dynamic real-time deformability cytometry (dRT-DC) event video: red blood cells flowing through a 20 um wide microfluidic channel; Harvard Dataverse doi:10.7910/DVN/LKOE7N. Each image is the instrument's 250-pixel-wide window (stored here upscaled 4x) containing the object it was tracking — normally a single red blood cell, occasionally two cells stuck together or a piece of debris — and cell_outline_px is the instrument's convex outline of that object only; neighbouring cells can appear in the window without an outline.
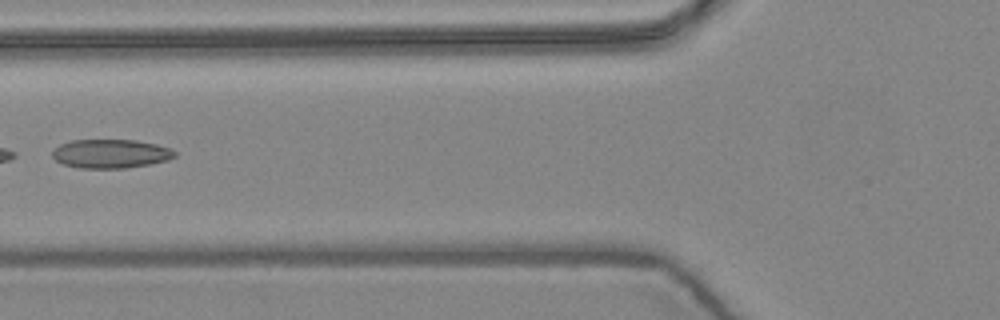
{"species": "common noctule bat (a hibernating species)", "species_latin": "Nyctalus noctula", "temperature_condition": "warm", "stored_images_in_passage": 8, "camera_frame_rate_fps": 3000, "um_per_image_px": 0.085, "animal": {"sex": "female", "body_mass_g": 24.6, "forearm_length_mm": 56.2}, "frame": {"image": 1, "passage_image": 5, "time_ms": 1.333, "image_size_px": [1000, 320], "cell_outline_px": [[176, 156], [168, 160], [148, 164], [124, 168], [80, 168], [64, 164], [56, 160], [52, 156], [52, 152], [60, 144], [72, 140], [136, 140], [156, 144], [168, 148], [176, 152]], "centroid_in_image_um": [9.4, 13.06], "position_along_channel_um": 116.4, "area_um2": 20.4}}
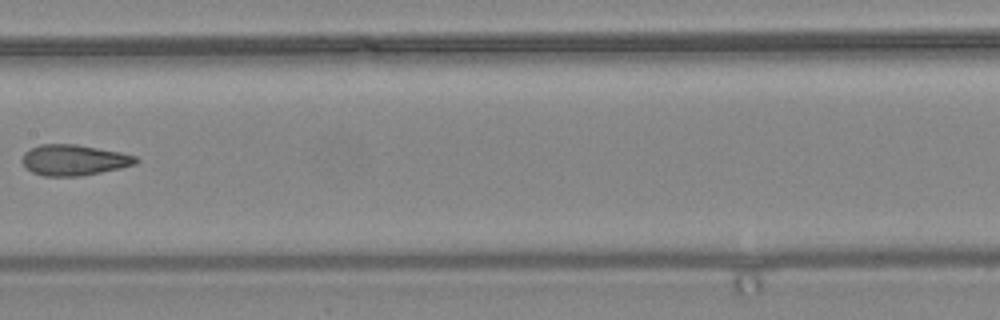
{"frame": {"image": 2, "passage_image": 7, "time_ms": 2.0, "image_size_px": [1000, 320], "cell_outline_px": [[140, 160], [136, 164], [120, 168], [80, 176], [44, 176], [32, 172], [24, 168], [20, 160], [24, 152], [40, 144], [76, 144], [120, 152], [136, 156]], "centroid_in_image_um": [6.25, 13.6], "position_along_channel_um": 201.1, "area_um2": 20.52}}
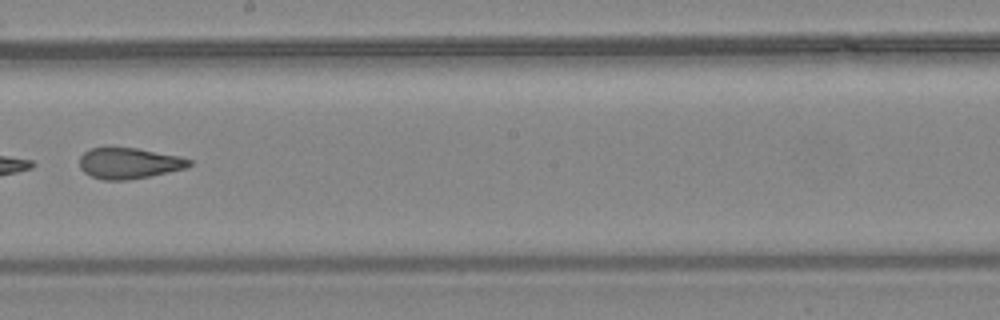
{"frame": {"image": 3, "passage_image": 8, "time_ms": 2.333, "image_size_px": [1000, 320], "cell_outline_px": [[192, 164], [184, 168], [168, 172], [128, 180], [104, 180], [92, 176], [84, 172], [80, 168], [80, 156], [84, 152], [92, 148], [108, 144], [136, 148], [180, 156], [192, 160]], "centroid_in_image_um": [10.92, 13.83], "position_along_channel_um": 237.3, "area_um2": 20.17}}